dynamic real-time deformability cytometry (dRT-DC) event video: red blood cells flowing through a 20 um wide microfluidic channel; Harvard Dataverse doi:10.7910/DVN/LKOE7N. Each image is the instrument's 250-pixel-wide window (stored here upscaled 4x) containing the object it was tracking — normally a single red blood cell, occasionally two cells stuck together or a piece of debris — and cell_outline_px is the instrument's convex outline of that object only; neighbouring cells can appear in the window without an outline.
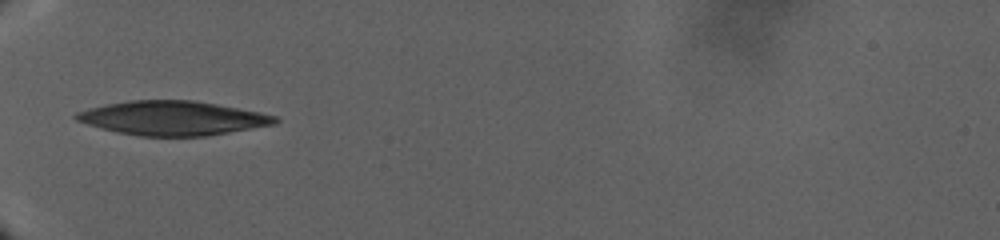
{"species": "human", "species_latin": "Homo sapiens", "temperature_condition": "warm", "stored_images_in_passage": 65, "camera_frame_rate_fps": 3000, "um_per_image_px": 0.085, "donor": {"sex": "male"}, "frame": {"image": 1, "passage_image": 1, "time_ms": 0.0, "image_size_px": [1000, 240], "cell_outline_px": [[280, 120], [276, 124], [208, 136], [136, 136], [116, 132], [88, 124], [76, 120], [72, 116], [76, 112], [108, 104], [132, 100], [192, 100], [216, 104], [260, 112], [276, 116]], "centroid_in_image_um": [14.7, 10.05], "position_along_channel_um": 70.3, "area_um2": 39.48}}
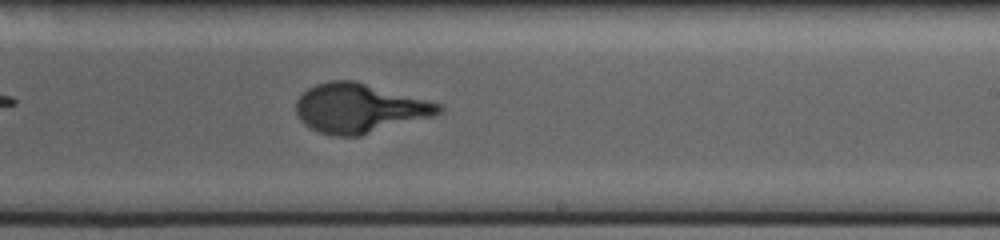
{"frame": {"image": 2, "passage_image": 29, "time_ms": 12.0, "image_size_px": [1000, 240], "cell_outline_px": [[444, 112], [436, 116], [360, 136], [336, 136], [320, 132], [304, 124], [300, 120], [296, 112], [296, 100], [308, 88], [316, 84], [328, 80], [356, 80], [444, 104]], "centroid_in_image_um": [30.62, 9.19], "position_along_channel_um": 258.4, "area_um2": 41.62}}
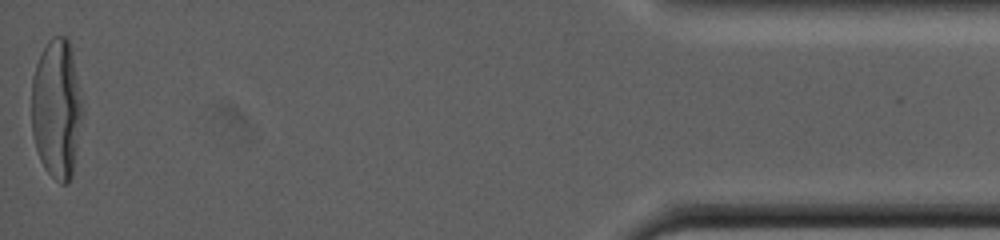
{"frame": {"image": 3, "passage_image": 65, "time_ms": 26.667, "image_size_px": [1000, 240], "cell_outline_px": [[84, 112], [72, 176], [68, 184], [60, 184], [44, 168], [40, 160], [36, 148], [32, 132], [32, 76], [36, 64], [48, 40], [52, 36], [64, 36], [68, 40], [72, 56]], "centroid_in_image_um": [4.82, 9.3], "position_along_channel_um": 430.4, "area_um2": 41.38}}